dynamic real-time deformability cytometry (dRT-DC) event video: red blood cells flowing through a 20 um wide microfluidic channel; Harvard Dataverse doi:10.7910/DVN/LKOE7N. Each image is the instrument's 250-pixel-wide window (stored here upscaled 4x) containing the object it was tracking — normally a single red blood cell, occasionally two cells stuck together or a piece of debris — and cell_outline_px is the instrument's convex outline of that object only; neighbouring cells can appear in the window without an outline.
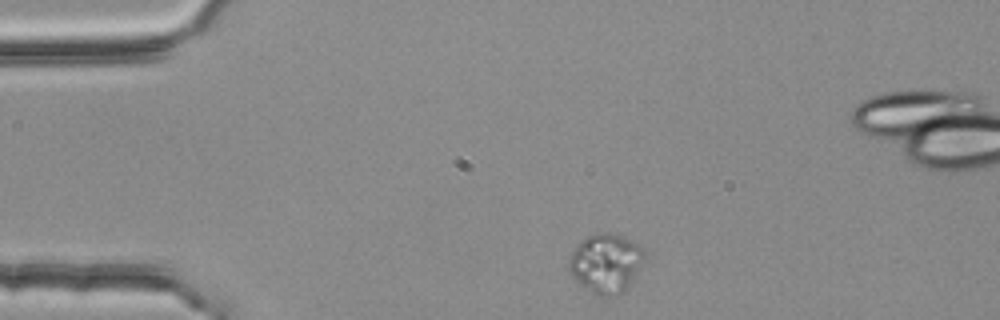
{"species": "common noctule bat (a hibernating species)", "species_latin": "Nyctalus noctula", "temperature_condition": "room temperature", "stored_images_in_passage": 44, "camera_frame_rate_fps": 3000, "um_per_image_px": 0.085, "animal": {"sex": "female", "body_mass_g": 25.1}, "frame": {"image": 1, "passage_image": 1, "time_ms": 0.0, "image_size_px": [1000, 320], "cell_outline_px": [[644, 260], [632, 284], [624, 292], [608, 296], [596, 296], [580, 284], [572, 276], [568, 268], [568, 260], [572, 252], [588, 236], [604, 232], [608, 232], [620, 236], [640, 244], [644, 248]], "centroid_in_image_um": [51.53, 22.4], "position_along_channel_um": 33.5, "area_um2": 26.01}}
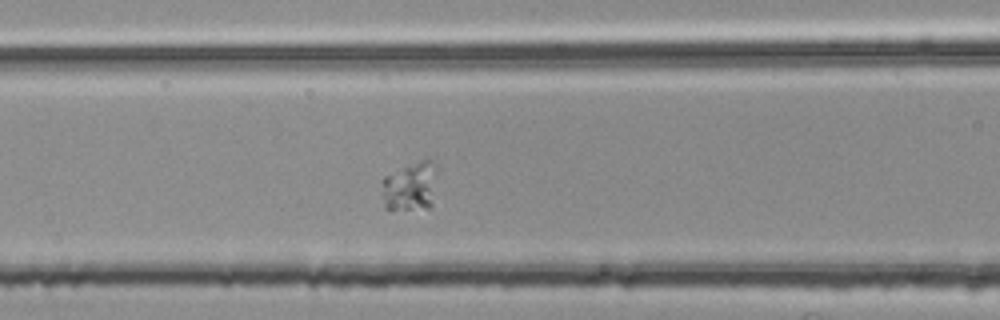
{"frame": {"image": 2, "passage_image": 13, "time_ms": 4.0, "image_size_px": [1000, 320], "cell_outline_px": [[432, 204], [428, 208], [384, 208], [380, 180], [384, 176], [408, 164], [420, 160], [432, 160]], "centroid_in_image_um": [34.74, 15.84], "position_along_channel_um": 131.9, "area_um2": 15.14}}